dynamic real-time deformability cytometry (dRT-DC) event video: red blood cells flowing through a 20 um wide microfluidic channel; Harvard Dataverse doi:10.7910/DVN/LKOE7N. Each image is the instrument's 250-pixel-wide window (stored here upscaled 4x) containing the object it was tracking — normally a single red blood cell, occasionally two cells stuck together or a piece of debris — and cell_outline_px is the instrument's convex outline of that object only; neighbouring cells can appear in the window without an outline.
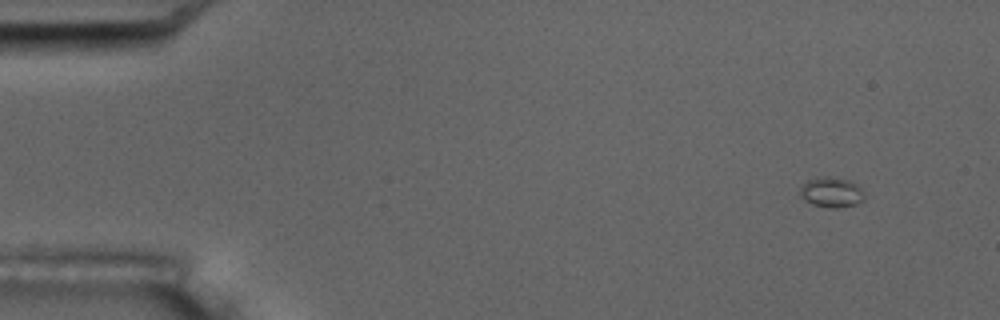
{"species": "common noctule bat (a hibernating species)", "species_latin": "Nyctalus noctula", "temperature_condition": "room temperature", "stored_images_in_passage": 7, "camera_frame_rate_fps": 3000, "um_per_image_px": 0.085, "animal": {"sex": "male", "body_mass_g": 17.5, "forearm_length_mm": 52.3}, "frame": {"image": 1, "passage_image": 1, "time_ms": 0.0, "image_size_px": [1000, 320], "cell_outline_px": [[864, 200], [856, 204], [840, 208], [828, 208], [812, 204], [804, 200], [800, 196], [800, 188], [808, 180], [820, 176], [828, 176], [848, 180], [856, 184], [864, 192]], "centroid_in_image_um": [70.67, 16.35], "position_along_channel_um": 14.3, "area_um2": 11.39}}